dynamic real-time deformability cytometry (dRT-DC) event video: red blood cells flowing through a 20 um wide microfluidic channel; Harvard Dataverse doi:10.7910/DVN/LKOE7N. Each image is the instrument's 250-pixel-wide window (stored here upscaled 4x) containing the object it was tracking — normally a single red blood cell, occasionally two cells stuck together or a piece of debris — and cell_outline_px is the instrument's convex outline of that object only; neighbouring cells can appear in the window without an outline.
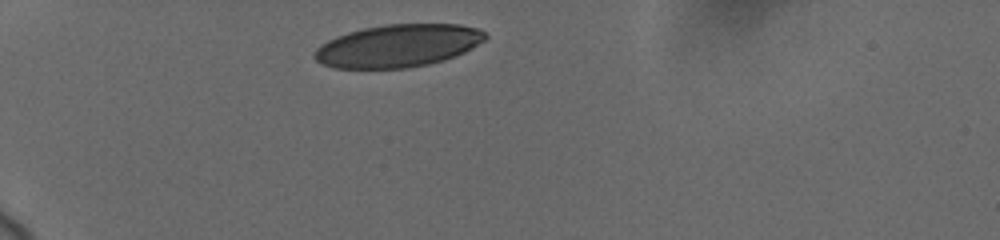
{"species": "human", "species_latin": "Homo sapiens", "temperature_condition": "cold", "stored_images_in_passage": 10, "camera_frame_rate_fps": 3000, "um_per_image_px": 0.085, "donor": {"sex": "female"}, "frame": {"image": 1, "passage_image": 1, "time_ms": 0.0, "image_size_px": [1000, 240], "cell_outline_px": [[488, 36], [484, 40], [472, 48], [464, 52], [444, 60], [428, 64], [408, 68], [332, 68], [316, 60], [312, 56], [312, 52], [320, 44], [336, 36], [348, 32], [364, 28], [384, 24], [460, 24], [480, 28]], "centroid_in_image_um": [33.81, 3.88], "position_along_channel_um": 51.2, "area_um2": 42.66}}
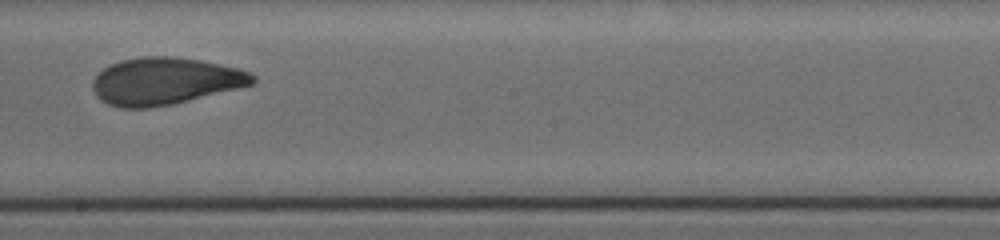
{"frame": {"image": 2, "passage_image": 6, "time_ms": 6.0, "image_size_px": [1000, 240], "cell_outline_px": [[256, 80], [252, 84], [172, 104], [152, 108], [120, 108], [108, 104], [100, 100], [96, 96], [92, 88], [92, 80], [108, 64], [120, 60], [140, 56], [176, 56], [200, 60], [220, 64], [236, 68], [248, 72], [256, 76]], "centroid_in_image_um": [13.96, 6.89], "position_along_channel_um": 234.2, "area_um2": 43.93}}
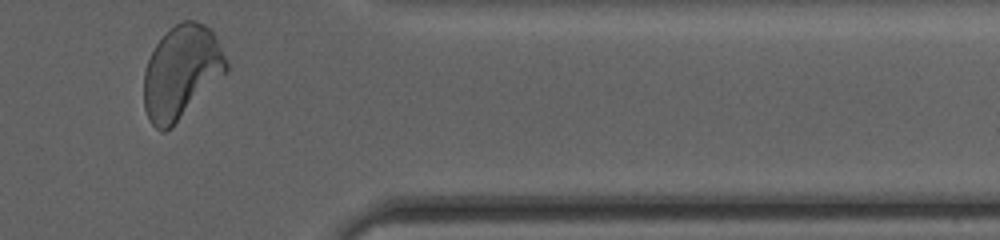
{"frame": {"image": 3, "passage_image": 10, "time_ms": 10.667, "image_size_px": [1000, 240], "cell_outline_px": [[228, 72], [172, 128], [164, 132], [160, 132], [148, 120], [144, 108], [144, 72], [148, 60], [156, 44], [176, 24], [184, 20], [196, 20], [212, 28], [228, 60]], "centroid_in_image_um": [15.45, 6.16], "position_along_channel_um": 396.0, "area_um2": 45.32}, "authors_computed_cell_mechanics": {"area_um2": 44.1881, "velocity_mm_per_s": 3.6753, "shape_relaxation_time_tau1_ms": 4.3684, "shape_relaxation_time_tau2_ms": 1.0764, "deformation_change_tau1": 0.1545, "deformation_change_tau2": 0.0637}}